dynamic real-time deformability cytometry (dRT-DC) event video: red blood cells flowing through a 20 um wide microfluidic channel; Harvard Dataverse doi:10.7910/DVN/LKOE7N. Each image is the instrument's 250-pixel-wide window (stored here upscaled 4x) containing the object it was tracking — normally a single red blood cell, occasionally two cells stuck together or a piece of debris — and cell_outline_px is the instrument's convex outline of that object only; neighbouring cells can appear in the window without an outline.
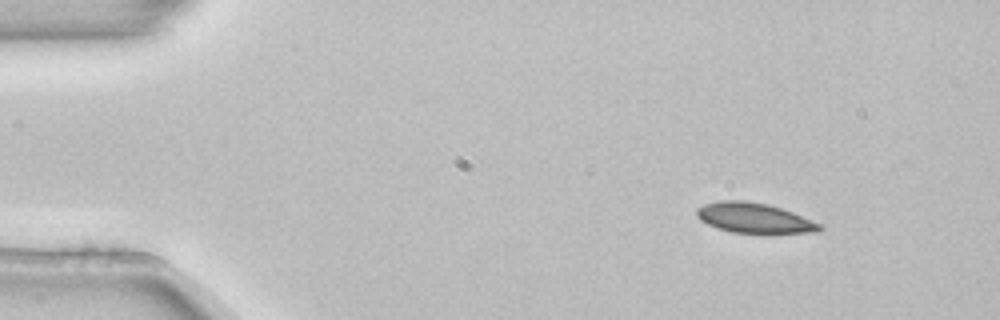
{"species": "common noctule bat (a hibernating species)", "species_latin": "Nyctalus noctula", "temperature_condition": "room temperature", "stored_images_in_passage": 3, "camera_frame_rate_fps": 3000, "um_per_image_px": 0.085, "animal": {"sex": "female", "body_mass_g": 22.7, "forearm_length_mm": 54.2}, "frame": {"image": 1, "passage_image": 1, "time_ms": 0.0, "image_size_px": [1000, 320], "cell_outline_px": [[824, 228], [820, 232], [732, 232], [716, 228], [700, 220], [696, 216], [696, 208], [704, 204], [720, 200], [748, 200], [768, 204], [792, 212], [820, 224]], "centroid_in_image_um": [64.05, 18.5], "position_along_channel_um": 21.0, "area_um2": 21.33}}
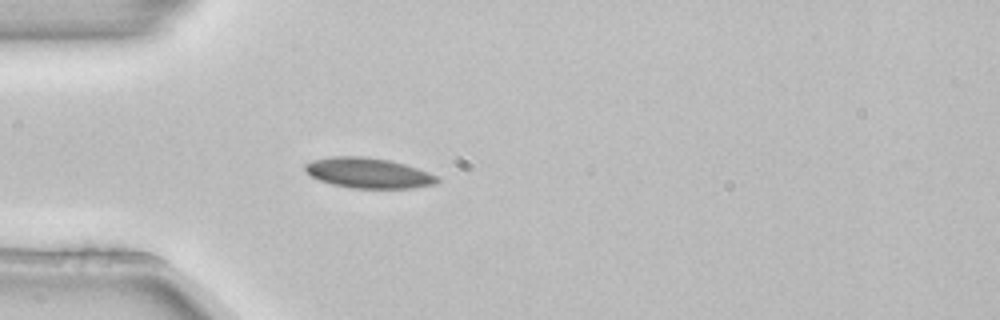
{"frame": {"image": 2, "passage_image": 3, "time_ms": 0.667, "image_size_px": [1000, 320], "cell_outline_px": [[440, 180], [436, 184], [408, 188], [352, 188], [332, 184], [320, 180], [312, 176], [304, 168], [304, 164], [312, 160], [332, 156], [360, 156], [388, 160], [404, 164], [440, 176]], "centroid_in_image_um": [31.32, 14.7], "position_along_channel_um": 53.7, "area_um2": 23.18}}